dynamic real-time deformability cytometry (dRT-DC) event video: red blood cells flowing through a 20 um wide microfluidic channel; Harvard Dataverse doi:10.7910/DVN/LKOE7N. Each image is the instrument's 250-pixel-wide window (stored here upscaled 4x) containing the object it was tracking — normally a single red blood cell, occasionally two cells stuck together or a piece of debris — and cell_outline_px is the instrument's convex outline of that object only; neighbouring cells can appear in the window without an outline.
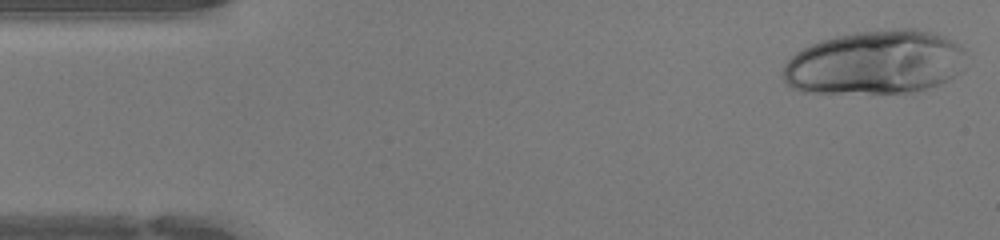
{"species": "human", "species_latin": "Homo sapiens", "temperature_condition": "warm", "stored_images_in_passage": 18, "camera_frame_rate_fps": 3000, "um_per_image_px": 0.085, "donor": {"sex": "female"}, "frame": {"image": 1, "passage_image": 1, "time_ms": 0.0, "image_size_px": [1000, 240], "cell_outline_px": [[964, 68], [960, 72], [948, 80], [940, 84], [916, 92], [800, 92], [792, 88], [784, 80], [784, 64], [796, 52], [820, 40], [836, 36], [856, 32], [896, 28], [916, 28], [936, 32], [952, 40], [964, 52]], "centroid_in_image_um": [74.41, 5.3], "position_along_channel_um": 10.6, "area_um2": 68.26}}